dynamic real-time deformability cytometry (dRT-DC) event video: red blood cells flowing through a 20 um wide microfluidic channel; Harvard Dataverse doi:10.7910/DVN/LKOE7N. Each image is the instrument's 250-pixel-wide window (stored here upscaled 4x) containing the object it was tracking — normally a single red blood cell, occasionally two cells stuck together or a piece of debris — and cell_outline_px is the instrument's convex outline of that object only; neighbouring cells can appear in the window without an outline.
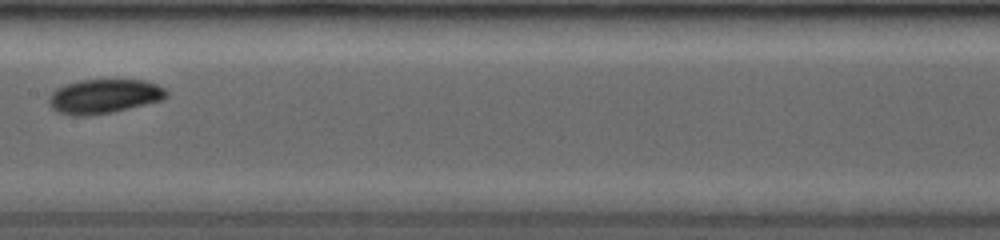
{"species": "common noctule bat (a hibernating species)", "species_latin": "Nyctalus noctula", "temperature_condition": "room temperature", "stored_images_in_passage": 11, "camera_frame_rate_fps": 3500, "um_per_image_px": 0.085, "animal": {"sex": "female", "body_mass_g": 19.0, "forearm_length_mm": 53.3}, "frame": {"image": 1, "passage_image": 4, "time_ms": 3.143, "image_size_px": [1000, 240], "cell_outline_px": [[168, 96], [164, 100], [112, 112], [88, 116], [72, 116], [60, 112], [52, 108], [48, 104], [48, 96], [56, 88], [64, 84], [80, 80], [144, 80], [156, 84], [164, 88], [168, 92]], "centroid_in_image_um": [8.84, 8.19], "position_along_channel_um": 198.6, "area_um2": 23.7}}